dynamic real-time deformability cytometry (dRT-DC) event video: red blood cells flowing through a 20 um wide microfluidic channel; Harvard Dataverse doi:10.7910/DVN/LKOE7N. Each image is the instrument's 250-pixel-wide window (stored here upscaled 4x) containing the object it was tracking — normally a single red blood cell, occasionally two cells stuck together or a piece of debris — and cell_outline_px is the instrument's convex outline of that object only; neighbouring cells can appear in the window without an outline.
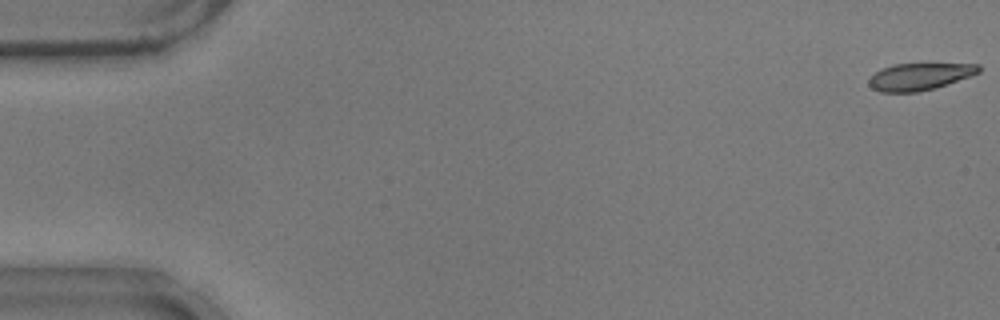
{"species": "common noctule bat (a hibernating species)", "species_latin": "Nyctalus noctula", "temperature_condition": "warm", "stored_images_in_passage": 55, "camera_frame_rate_fps": 3000, "um_per_image_px": 0.085, "animal": {"sex": "male", "body_mass_g": 17.9}, "frame": {"image": 1, "passage_image": 1, "time_ms": 0.0, "image_size_px": [1000, 320], "cell_outline_px": [[980, 72], [936, 88], [916, 92], [880, 92], [872, 88], [868, 84], [868, 80], [876, 72], [892, 64], [980, 64]], "centroid_in_image_um": [78.15, 6.51], "position_along_channel_um": 6.9, "area_um2": 17.11}}
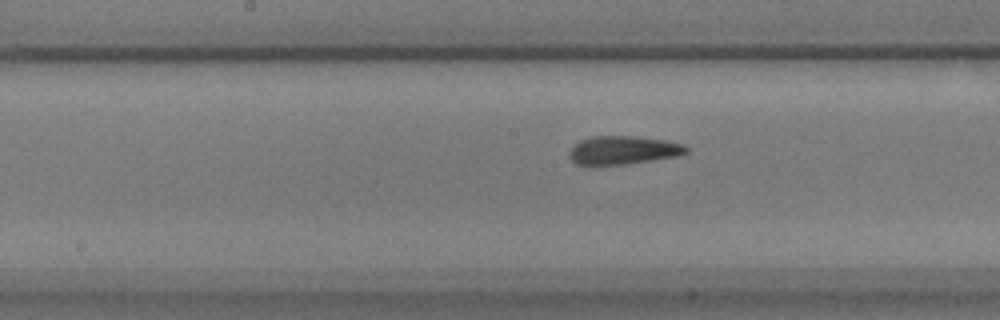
{"frame": {"image": 2, "passage_image": 28, "time_ms": 9.0, "image_size_px": [1000, 320], "cell_outline_px": [[688, 152], [676, 156], [652, 160], [624, 164], [592, 168], [576, 164], [568, 156], [568, 152], [580, 140], [592, 136], [632, 136], [664, 140], [684, 144], [688, 148]], "centroid_in_image_um": [52.89, 12.8], "position_along_channel_um": 195.3, "area_um2": 19.77}}
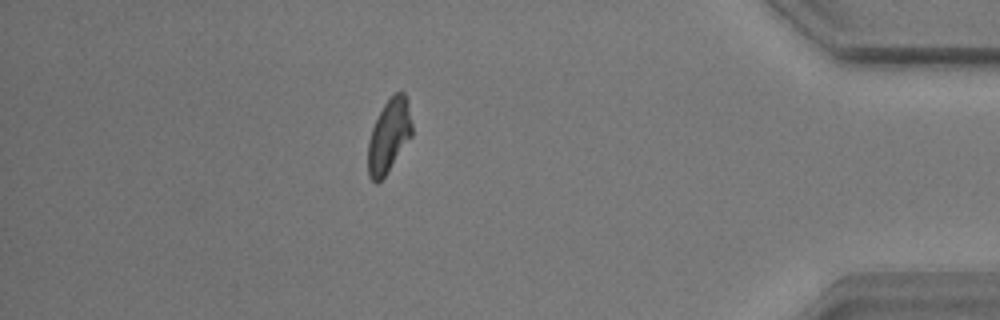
{"frame": {"image": 3, "passage_image": 48, "time_ms": 15.667, "image_size_px": [1000, 320], "cell_outline_px": [[412, 136], [384, 176], [376, 184], [368, 176], [368, 140], [372, 128], [384, 104], [396, 92], [404, 92], [408, 100], [412, 124]], "centroid_in_image_um": [33.06, 11.54], "position_along_channel_um": 402.1, "area_um2": 18.61}, "authors_computed_cell_mechanics": {"area_um2": 19.2474, "velocity_mm_per_s": 3.7269, "shape_relaxation_time_tau1_ms": 3.305, "shape_relaxation_time_tau2_ms": 1.6187, "deformation_change_tau1": 0.1304, "deformation_change_tau2": 0.0795}}